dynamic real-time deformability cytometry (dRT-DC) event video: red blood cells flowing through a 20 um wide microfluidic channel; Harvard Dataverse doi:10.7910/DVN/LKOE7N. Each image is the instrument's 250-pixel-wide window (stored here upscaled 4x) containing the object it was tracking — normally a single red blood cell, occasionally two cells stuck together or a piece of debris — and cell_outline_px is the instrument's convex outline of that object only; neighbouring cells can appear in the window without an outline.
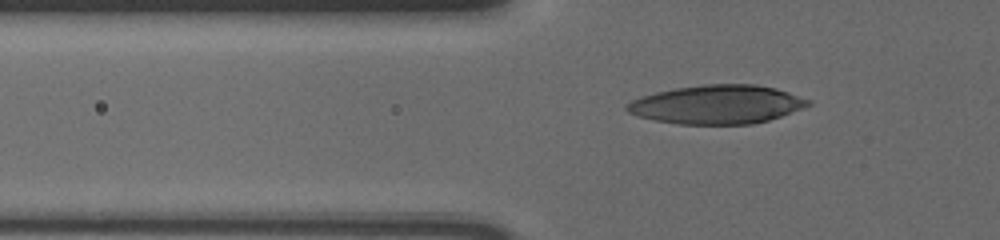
{"species": "human", "species_latin": "Homo sapiens", "temperature_condition": "cold", "stored_images_in_passage": 39, "camera_frame_rate_fps": 3000, "um_per_image_px": 0.085, "donor": {"sex": "male"}, "frame": {"image": 1, "passage_image": 2, "time_ms": 0.333, "image_size_px": [1000, 240], "cell_outline_px": [[812, 104], [780, 116], [768, 120], [752, 124], [676, 124], [652, 120], [636, 116], [628, 112], [624, 108], [632, 100], [640, 96], [656, 92], [676, 88], [704, 84], [756, 84], [776, 88], [788, 92], [808, 100]], "centroid_in_image_um": [60.89, 8.88], "position_along_channel_um": 64.9, "area_um2": 40.86}}
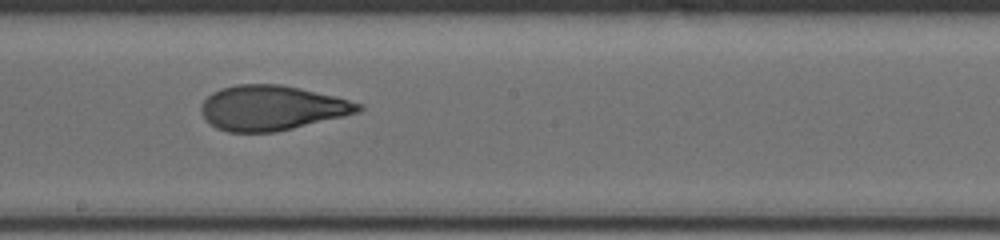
{"frame": {"image": 2, "passage_image": 16, "time_ms": 5.0, "image_size_px": [1000, 240], "cell_outline_px": [[364, 108], [360, 112], [344, 116], [276, 132], [228, 132], [216, 128], [200, 112], [200, 104], [212, 92], [220, 88], [236, 84], [280, 84], [300, 88], [364, 104]], "centroid_in_image_um": [23.09, 9.17], "position_along_channel_um": 225.1, "area_um2": 41.04}}
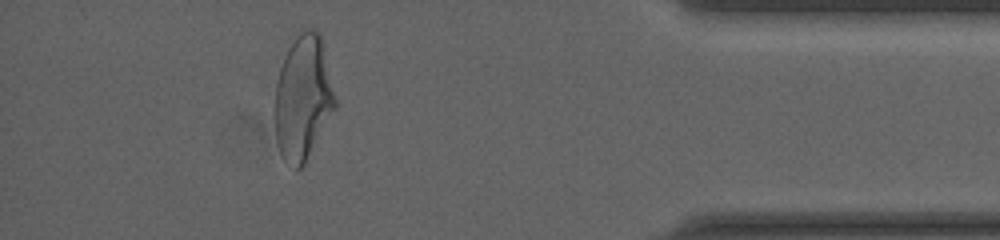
{"frame": {"image": 3, "passage_image": 34, "time_ms": 11.0, "image_size_px": [1000, 240], "cell_outline_px": [[336, 108], [304, 164], [296, 172], [284, 160], [280, 152], [276, 140], [276, 84], [280, 68], [284, 56], [288, 48], [296, 36], [300, 32], [308, 28], [312, 28], [320, 36], [336, 100]], "centroid_in_image_um": [25.75, 8.36], "position_along_channel_um": 409.5, "area_um2": 43.12}, "authors_computed_cell_mechanics": {"area_um2": 41.3848, "velocity_mm_per_s": 3.6446, "shape_relaxation_time_tau1_ms": 5.7134, "shape_relaxation_time_tau2_ms": 1.3157, "deformation_change_tau1": 0.1977, "deformation_change_tau2": 0.0885}}